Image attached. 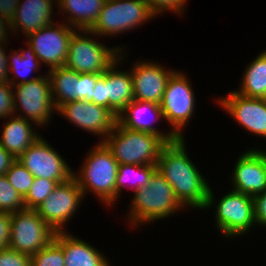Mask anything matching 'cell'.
<instances>
[{"instance_id": "obj_1", "label": "cell", "mask_w": 266, "mask_h": 266, "mask_svg": "<svg viewBox=\"0 0 266 266\" xmlns=\"http://www.w3.org/2000/svg\"><path fill=\"white\" fill-rule=\"evenodd\" d=\"M184 138L167 143L160 152L156 166L173 188L177 200L185 207H213L214 193L199 169L186 153Z\"/></svg>"}, {"instance_id": "obj_2", "label": "cell", "mask_w": 266, "mask_h": 266, "mask_svg": "<svg viewBox=\"0 0 266 266\" xmlns=\"http://www.w3.org/2000/svg\"><path fill=\"white\" fill-rule=\"evenodd\" d=\"M130 205L127 216L132 227L164 219L184 209L173 188L158 170L152 174L147 186L134 191Z\"/></svg>"}, {"instance_id": "obj_3", "label": "cell", "mask_w": 266, "mask_h": 266, "mask_svg": "<svg viewBox=\"0 0 266 266\" xmlns=\"http://www.w3.org/2000/svg\"><path fill=\"white\" fill-rule=\"evenodd\" d=\"M119 163L103 142L94 146L87 155L80 171L73 172L83 195L94 192L105 205L116 203V178Z\"/></svg>"}, {"instance_id": "obj_4", "label": "cell", "mask_w": 266, "mask_h": 266, "mask_svg": "<svg viewBox=\"0 0 266 266\" xmlns=\"http://www.w3.org/2000/svg\"><path fill=\"white\" fill-rule=\"evenodd\" d=\"M120 164L156 165L166 143L151 133L133 131L116 123L102 141Z\"/></svg>"}, {"instance_id": "obj_5", "label": "cell", "mask_w": 266, "mask_h": 266, "mask_svg": "<svg viewBox=\"0 0 266 266\" xmlns=\"http://www.w3.org/2000/svg\"><path fill=\"white\" fill-rule=\"evenodd\" d=\"M156 16L146 0H106L89 35L117 36Z\"/></svg>"}, {"instance_id": "obj_6", "label": "cell", "mask_w": 266, "mask_h": 266, "mask_svg": "<svg viewBox=\"0 0 266 266\" xmlns=\"http://www.w3.org/2000/svg\"><path fill=\"white\" fill-rule=\"evenodd\" d=\"M88 34L89 30H76L72 34L65 66L78 73L103 74L119 58L123 49L105 46Z\"/></svg>"}, {"instance_id": "obj_7", "label": "cell", "mask_w": 266, "mask_h": 266, "mask_svg": "<svg viewBox=\"0 0 266 266\" xmlns=\"http://www.w3.org/2000/svg\"><path fill=\"white\" fill-rule=\"evenodd\" d=\"M54 0H0V29L8 34V30L25 34L50 25Z\"/></svg>"}, {"instance_id": "obj_8", "label": "cell", "mask_w": 266, "mask_h": 266, "mask_svg": "<svg viewBox=\"0 0 266 266\" xmlns=\"http://www.w3.org/2000/svg\"><path fill=\"white\" fill-rule=\"evenodd\" d=\"M186 76L179 71L170 76L160 103L163 117L178 139L184 138L181 129L191 120L196 106L194 91Z\"/></svg>"}, {"instance_id": "obj_9", "label": "cell", "mask_w": 266, "mask_h": 266, "mask_svg": "<svg viewBox=\"0 0 266 266\" xmlns=\"http://www.w3.org/2000/svg\"><path fill=\"white\" fill-rule=\"evenodd\" d=\"M11 86L15 89L14 114L22 110L24 113L18 117L34 122L38 127L47 125L52 113L57 111L52 98L49 75L44 74L34 81Z\"/></svg>"}, {"instance_id": "obj_10", "label": "cell", "mask_w": 266, "mask_h": 266, "mask_svg": "<svg viewBox=\"0 0 266 266\" xmlns=\"http://www.w3.org/2000/svg\"><path fill=\"white\" fill-rule=\"evenodd\" d=\"M53 230L37 213L36 209L24 208L12 213L9 248L33 256L53 239Z\"/></svg>"}, {"instance_id": "obj_11", "label": "cell", "mask_w": 266, "mask_h": 266, "mask_svg": "<svg viewBox=\"0 0 266 266\" xmlns=\"http://www.w3.org/2000/svg\"><path fill=\"white\" fill-rule=\"evenodd\" d=\"M214 206L215 222L225 237H236L256 226L253 197L234 190L217 201Z\"/></svg>"}, {"instance_id": "obj_12", "label": "cell", "mask_w": 266, "mask_h": 266, "mask_svg": "<svg viewBox=\"0 0 266 266\" xmlns=\"http://www.w3.org/2000/svg\"><path fill=\"white\" fill-rule=\"evenodd\" d=\"M119 58L96 81L92 102L110 109L116 116L134 100L131 71L117 70Z\"/></svg>"}, {"instance_id": "obj_13", "label": "cell", "mask_w": 266, "mask_h": 266, "mask_svg": "<svg viewBox=\"0 0 266 266\" xmlns=\"http://www.w3.org/2000/svg\"><path fill=\"white\" fill-rule=\"evenodd\" d=\"M51 23L36 32L30 33L26 39L38 60L47 64L49 70L65 66L68 57L69 42L76 31L73 27L61 22Z\"/></svg>"}, {"instance_id": "obj_14", "label": "cell", "mask_w": 266, "mask_h": 266, "mask_svg": "<svg viewBox=\"0 0 266 266\" xmlns=\"http://www.w3.org/2000/svg\"><path fill=\"white\" fill-rule=\"evenodd\" d=\"M83 198L82 190L72 177L59 183L36 211L53 230L65 231L64 225L74 216Z\"/></svg>"}, {"instance_id": "obj_15", "label": "cell", "mask_w": 266, "mask_h": 266, "mask_svg": "<svg viewBox=\"0 0 266 266\" xmlns=\"http://www.w3.org/2000/svg\"><path fill=\"white\" fill-rule=\"evenodd\" d=\"M40 137L17 159L35 178L54 180L58 184L73 177V170L65 159Z\"/></svg>"}, {"instance_id": "obj_16", "label": "cell", "mask_w": 266, "mask_h": 266, "mask_svg": "<svg viewBox=\"0 0 266 266\" xmlns=\"http://www.w3.org/2000/svg\"><path fill=\"white\" fill-rule=\"evenodd\" d=\"M52 98L56 109L77 100L92 102V92L101 74L78 73L66 66L48 70Z\"/></svg>"}, {"instance_id": "obj_17", "label": "cell", "mask_w": 266, "mask_h": 266, "mask_svg": "<svg viewBox=\"0 0 266 266\" xmlns=\"http://www.w3.org/2000/svg\"><path fill=\"white\" fill-rule=\"evenodd\" d=\"M56 112L76 127L100 136L101 142L117 123V116L110 109L85 100L67 102Z\"/></svg>"}, {"instance_id": "obj_18", "label": "cell", "mask_w": 266, "mask_h": 266, "mask_svg": "<svg viewBox=\"0 0 266 266\" xmlns=\"http://www.w3.org/2000/svg\"><path fill=\"white\" fill-rule=\"evenodd\" d=\"M231 175L234 191L250 196L266 192V152L251 149L241 154Z\"/></svg>"}, {"instance_id": "obj_19", "label": "cell", "mask_w": 266, "mask_h": 266, "mask_svg": "<svg viewBox=\"0 0 266 266\" xmlns=\"http://www.w3.org/2000/svg\"><path fill=\"white\" fill-rule=\"evenodd\" d=\"M220 99V100H219ZM218 104L250 133L266 137V99L242 96L233 90Z\"/></svg>"}, {"instance_id": "obj_20", "label": "cell", "mask_w": 266, "mask_h": 266, "mask_svg": "<svg viewBox=\"0 0 266 266\" xmlns=\"http://www.w3.org/2000/svg\"><path fill=\"white\" fill-rule=\"evenodd\" d=\"M129 69L133 80V94L135 100L159 104L170 76L175 70L168 71L158 62L137 61Z\"/></svg>"}, {"instance_id": "obj_21", "label": "cell", "mask_w": 266, "mask_h": 266, "mask_svg": "<svg viewBox=\"0 0 266 266\" xmlns=\"http://www.w3.org/2000/svg\"><path fill=\"white\" fill-rule=\"evenodd\" d=\"M149 114H152V121L147 118ZM161 118L163 119L164 117L159 104L134 99L118 114L117 122L127 129L159 136L166 144L176 141L178 138L171 130L164 134L165 132H161L159 129L157 130V128H154L153 123Z\"/></svg>"}, {"instance_id": "obj_22", "label": "cell", "mask_w": 266, "mask_h": 266, "mask_svg": "<svg viewBox=\"0 0 266 266\" xmlns=\"http://www.w3.org/2000/svg\"><path fill=\"white\" fill-rule=\"evenodd\" d=\"M54 240L63 248L65 266H111L99 250L70 232H56Z\"/></svg>"}, {"instance_id": "obj_23", "label": "cell", "mask_w": 266, "mask_h": 266, "mask_svg": "<svg viewBox=\"0 0 266 266\" xmlns=\"http://www.w3.org/2000/svg\"><path fill=\"white\" fill-rule=\"evenodd\" d=\"M0 135V145L15 159L33 145L40 137L31 124L34 122L18 117L17 113L8 117Z\"/></svg>"}, {"instance_id": "obj_24", "label": "cell", "mask_w": 266, "mask_h": 266, "mask_svg": "<svg viewBox=\"0 0 266 266\" xmlns=\"http://www.w3.org/2000/svg\"><path fill=\"white\" fill-rule=\"evenodd\" d=\"M106 0H56L60 13L68 14L64 23L75 30H90ZM68 23V24H67Z\"/></svg>"}, {"instance_id": "obj_25", "label": "cell", "mask_w": 266, "mask_h": 266, "mask_svg": "<svg viewBox=\"0 0 266 266\" xmlns=\"http://www.w3.org/2000/svg\"><path fill=\"white\" fill-rule=\"evenodd\" d=\"M244 70L241 87L235 92L245 97L266 99V50Z\"/></svg>"}, {"instance_id": "obj_26", "label": "cell", "mask_w": 266, "mask_h": 266, "mask_svg": "<svg viewBox=\"0 0 266 266\" xmlns=\"http://www.w3.org/2000/svg\"><path fill=\"white\" fill-rule=\"evenodd\" d=\"M26 45H28L27 49L26 48H23V49L20 48L19 51L18 50H14V51L12 50V51H10L11 53H9V55H8V64H10V65H8L9 71H11L15 75L12 77L10 75V78H9V84L10 85H15V84L18 85V84H22V83H28V82L34 81V80H36L42 76V75H39L36 77L33 76L32 78H29L32 71L33 72L34 71L35 72L40 71V68H38V67H41L40 65H42V63H40V61L38 60V57L34 53L32 47L27 42H26ZM27 76H28V78H27ZM18 77H21V81H18ZM16 80H17V82H16Z\"/></svg>"}, {"instance_id": "obj_27", "label": "cell", "mask_w": 266, "mask_h": 266, "mask_svg": "<svg viewBox=\"0 0 266 266\" xmlns=\"http://www.w3.org/2000/svg\"><path fill=\"white\" fill-rule=\"evenodd\" d=\"M157 170L156 165H134V164H120L118 166V173L116 178V201L124 189V185L128 187V180L132 182L133 191L148 185L152 174ZM133 179V180H132ZM128 181V182H127ZM134 181V182H133ZM131 184V183H130Z\"/></svg>"}, {"instance_id": "obj_28", "label": "cell", "mask_w": 266, "mask_h": 266, "mask_svg": "<svg viewBox=\"0 0 266 266\" xmlns=\"http://www.w3.org/2000/svg\"><path fill=\"white\" fill-rule=\"evenodd\" d=\"M58 183L54 180L34 178L27 195L24 198V207L37 209L53 192Z\"/></svg>"}, {"instance_id": "obj_29", "label": "cell", "mask_w": 266, "mask_h": 266, "mask_svg": "<svg viewBox=\"0 0 266 266\" xmlns=\"http://www.w3.org/2000/svg\"><path fill=\"white\" fill-rule=\"evenodd\" d=\"M24 208V199L11 186L6 175H0V211L16 213Z\"/></svg>"}, {"instance_id": "obj_30", "label": "cell", "mask_w": 266, "mask_h": 266, "mask_svg": "<svg viewBox=\"0 0 266 266\" xmlns=\"http://www.w3.org/2000/svg\"><path fill=\"white\" fill-rule=\"evenodd\" d=\"M9 183L24 199L34 181V176L16 159L6 172Z\"/></svg>"}, {"instance_id": "obj_31", "label": "cell", "mask_w": 266, "mask_h": 266, "mask_svg": "<svg viewBox=\"0 0 266 266\" xmlns=\"http://www.w3.org/2000/svg\"><path fill=\"white\" fill-rule=\"evenodd\" d=\"M31 266H65L63 248L53 239L31 256Z\"/></svg>"}, {"instance_id": "obj_32", "label": "cell", "mask_w": 266, "mask_h": 266, "mask_svg": "<svg viewBox=\"0 0 266 266\" xmlns=\"http://www.w3.org/2000/svg\"><path fill=\"white\" fill-rule=\"evenodd\" d=\"M151 10L156 15L170 11L177 15H183L187 0H146Z\"/></svg>"}, {"instance_id": "obj_33", "label": "cell", "mask_w": 266, "mask_h": 266, "mask_svg": "<svg viewBox=\"0 0 266 266\" xmlns=\"http://www.w3.org/2000/svg\"><path fill=\"white\" fill-rule=\"evenodd\" d=\"M0 266H31V256L7 247L0 250Z\"/></svg>"}, {"instance_id": "obj_34", "label": "cell", "mask_w": 266, "mask_h": 266, "mask_svg": "<svg viewBox=\"0 0 266 266\" xmlns=\"http://www.w3.org/2000/svg\"><path fill=\"white\" fill-rule=\"evenodd\" d=\"M12 86L9 83L0 82V119L14 115V97Z\"/></svg>"}, {"instance_id": "obj_35", "label": "cell", "mask_w": 266, "mask_h": 266, "mask_svg": "<svg viewBox=\"0 0 266 266\" xmlns=\"http://www.w3.org/2000/svg\"><path fill=\"white\" fill-rule=\"evenodd\" d=\"M8 35L0 29V82L9 83L10 71L8 67V55L3 45H8ZM4 43V44H3Z\"/></svg>"}, {"instance_id": "obj_36", "label": "cell", "mask_w": 266, "mask_h": 266, "mask_svg": "<svg viewBox=\"0 0 266 266\" xmlns=\"http://www.w3.org/2000/svg\"><path fill=\"white\" fill-rule=\"evenodd\" d=\"M12 213L0 211V250L9 246Z\"/></svg>"}, {"instance_id": "obj_37", "label": "cell", "mask_w": 266, "mask_h": 266, "mask_svg": "<svg viewBox=\"0 0 266 266\" xmlns=\"http://www.w3.org/2000/svg\"><path fill=\"white\" fill-rule=\"evenodd\" d=\"M256 224L266 227V192L253 196Z\"/></svg>"}, {"instance_id": "obj_38", "label": "cell", "mask_w": 266, "mask_h": 266, "mask_svg": "<svg viewBox=\"0 0 266 266\" xmlns=\"http://www.w3.org/2000/svg\"><path fill=\"white\" fill-rule=\"evenodd\" d=\"M16 159L0 145V175H5Z\"/></svg>"}]
</instances>
